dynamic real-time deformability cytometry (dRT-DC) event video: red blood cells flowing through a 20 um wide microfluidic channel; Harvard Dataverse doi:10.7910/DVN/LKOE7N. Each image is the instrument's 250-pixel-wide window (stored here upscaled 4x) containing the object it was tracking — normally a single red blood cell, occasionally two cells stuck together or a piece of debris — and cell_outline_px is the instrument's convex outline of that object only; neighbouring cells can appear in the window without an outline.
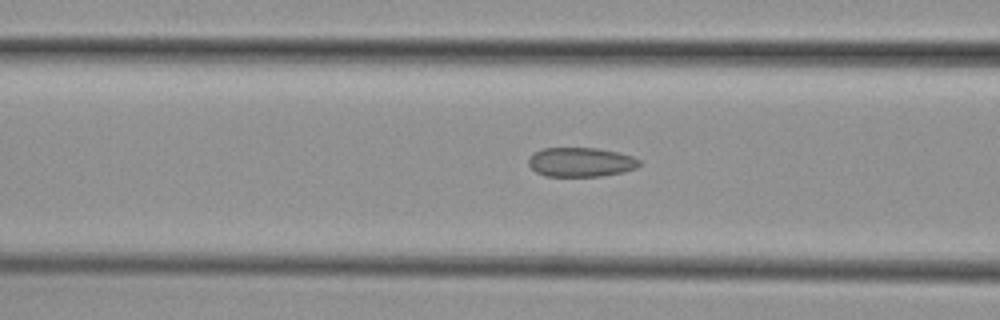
{"species": "common noctule bat (a hibernating species)", "species_latin": "Nyctalus noctula", "temperature_condition": "cold", "stored_images_in_passage": 42, "camera_frame_rate_fps": 3000, "um_per_image_px": 0.085, "animal": {"sex": "female", "body_mass_g": 29.2, "forearm_length_mm": 56.3}, "frame": {"image": 1, "passage_image": 21, "time_ms": 6.667, "image_size_px": [1000, 320], "cell_outline_px": [[640, 164], [636, 168], [624, 172], [600, 176], [544, 176], [536, 172], [528, 164], [528, 160], [536, 152], [544, 148], [596, 148], [620, 152], [632, 156], [640, 160]], "centroid_in_image_um": [49.4, 13.78], "position_along_channel_um": 117.2, "area_um2": 18.9}}
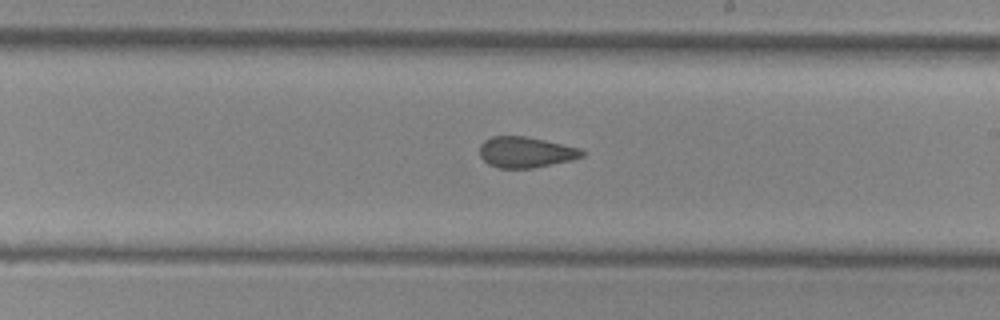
{"frame": {"image": 2, "passage_image": 31, "time_ms": 10.0, "image_size_px": [1000, 320], "cell_outline_px": [[584, 156], [572, 160], [532, 168], [500, 168], [488, 164], [480, 156], [480, 144], [484, 140], [492, 136], [524, 136], [544, 140], [580, 148], [584, 152]], "centroid_in_image_um": [44.67, 12.94], "position_along_channel_um": 244.3, "area_um2": 18.32}}
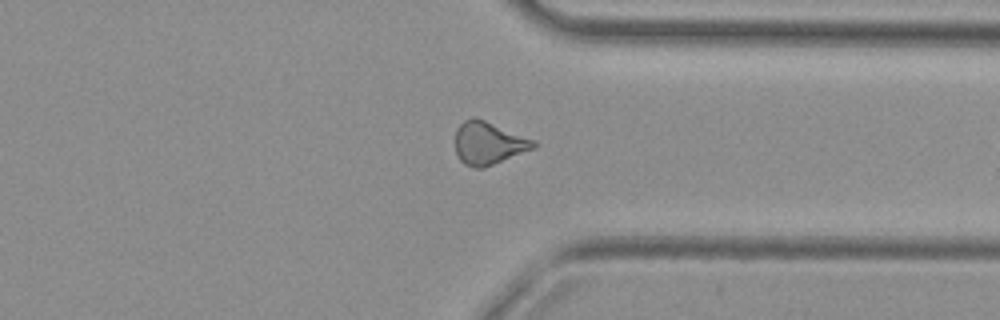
{"frame": {"image": 3, "passage_image": 41, "time_ms": 13.333, "image_size_px": [1000, 320], "cell_outline_px": [[536, 148], [484, 168], [472, 168], [464, 164], [460, 160], [456, 152], [456, 128], [464, 120], [472, 116], [476, 116], [536, 140]], "centroid_in_image_um": [41.53, 12.16], "position_along_channel_um": 369.9, "area_um2": 19.88}}